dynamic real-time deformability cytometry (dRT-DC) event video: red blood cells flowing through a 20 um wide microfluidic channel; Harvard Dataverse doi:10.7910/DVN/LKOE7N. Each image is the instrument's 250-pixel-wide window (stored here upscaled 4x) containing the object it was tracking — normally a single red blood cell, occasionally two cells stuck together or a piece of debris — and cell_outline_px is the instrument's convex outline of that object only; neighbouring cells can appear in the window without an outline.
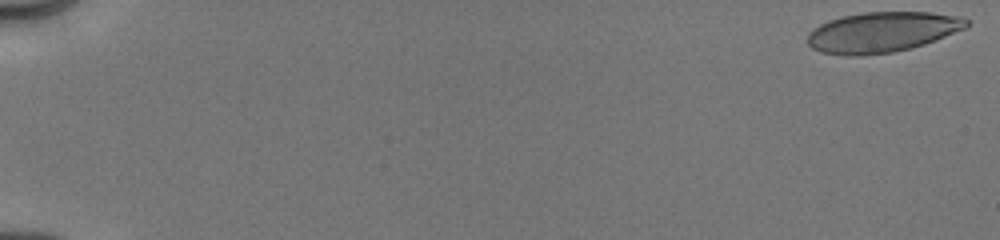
{"species": "human", "species_latin": "Homo sapiens", "temperature_condition": "cold", "stored_images_in_passage": 26, "camera_frame_rate_fps": 3000, "um_per_image_px": 0.085, "donor": {"sex": "male"}, "frame": {"image": 1, "passage_image": 1, "time_ms": 0.0, "image_size_px": [1000, 240], "cell_outline_px": [[968, 28], [924, 44], [912, 48], [892, 52], [860, 56], [844, 56], [820, 52], [812, 48], [808, 44], [808, 32], [812, 28], [828, 20], [844, 16], [864, 12], [928, 12], [960, 16], [968, 20]], "centroid_in_image_um": [74.97, 2.74], "position_along_channel_um": 10.0, "area_um2": 37.63}}
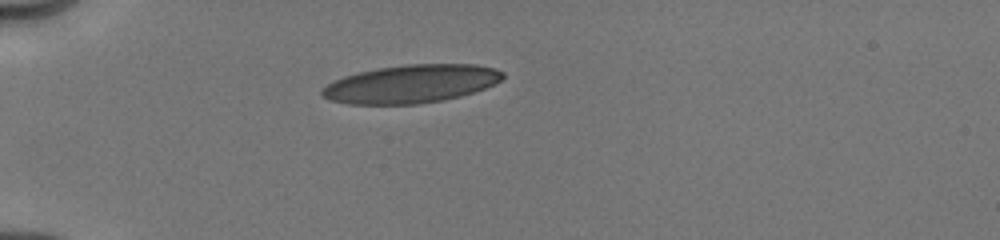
{"frame": {"image": 2, "passage_image": 21, "time_ms": 5.0, "image_size_px": [1000, 240], "cell_outline_px": [[504, 76], [500, 80], [484, 88], [460, 96], [444, 100], [416, 104], [348, 104], [332, 100], [320, 96], [320, 88], [344, 76], [376, 68], [408, 64], [476, 64], [496, 68], [504, 72]], "centroid_in_image_um": [34.93, 7.13], "position_along_channel_um": 50.1, "area_um2": 40.11}}